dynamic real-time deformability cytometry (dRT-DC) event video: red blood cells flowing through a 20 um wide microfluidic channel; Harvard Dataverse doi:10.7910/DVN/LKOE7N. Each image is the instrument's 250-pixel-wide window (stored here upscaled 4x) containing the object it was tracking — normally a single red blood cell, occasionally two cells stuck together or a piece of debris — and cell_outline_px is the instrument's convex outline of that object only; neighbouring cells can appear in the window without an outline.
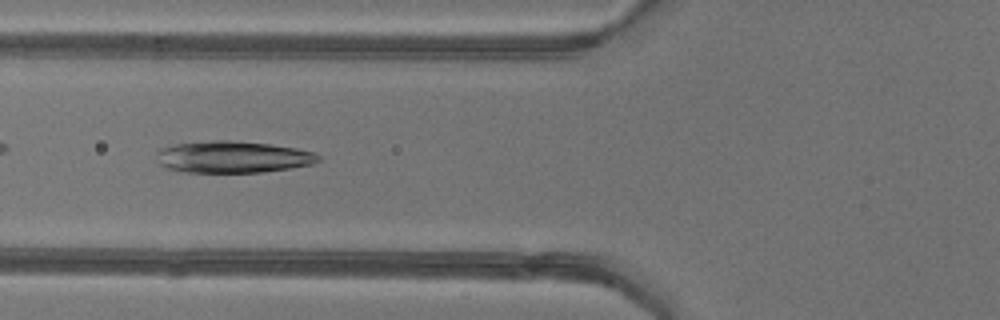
{"species": "common noctule bat (a hibernating species)", "species_latin": "Nyctalus noctula", "temperature_condition": "warm", "stored_images_in_passage": 37, "camera_frame_rate_fps": 3000, "um_per_image_px": 0.085, "animal": {"sex": "female"}, "frame": {"image": 1, "passage_image": 10, "time_ms": 3.0, "image_size_px": [1000, 320], "cell_outline_px": [[320, 160], [312, 164], [292, 168], [260, 172], [188, 172], [164, 168], [160, 164], [156, 152], [160, 148], [176, 144], [212, 140], [232, 140], [272, 144], [296, 148], [312, 152], [320, 156]], "centroid_in_image_um": [19.79, 13.33], "position_along_channel_um": 106.0, "area_um2": 30.0}}
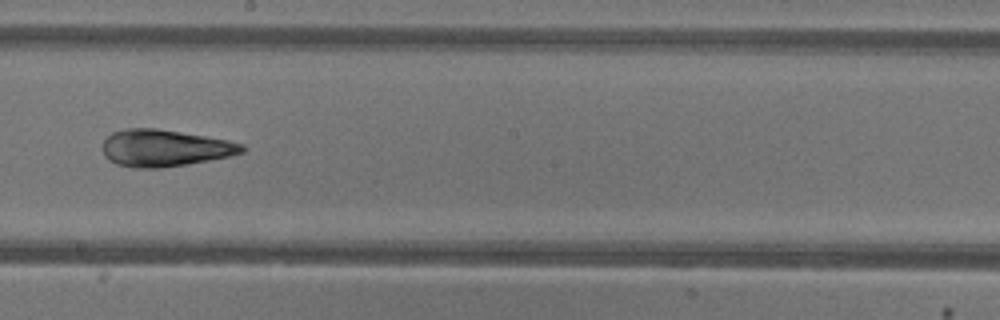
{"frame": {"image": 2, "passage_image": 19, "time_ms": 6.0, "image_size_px": [1000, 320], "cell_outline_px": [[244, 152], [228, 156], [188, 164], [160, 168], [136, 168], [116, 164], [108, 160], [104, 156], [104, 140], [112, 132], [124, 128], [156, 128], [228, 140], [244, 144]], "centroid_in_image_um": [13.97, 12.58], "position_along_channel_um": 234.2, "area_um2": 29.82}}
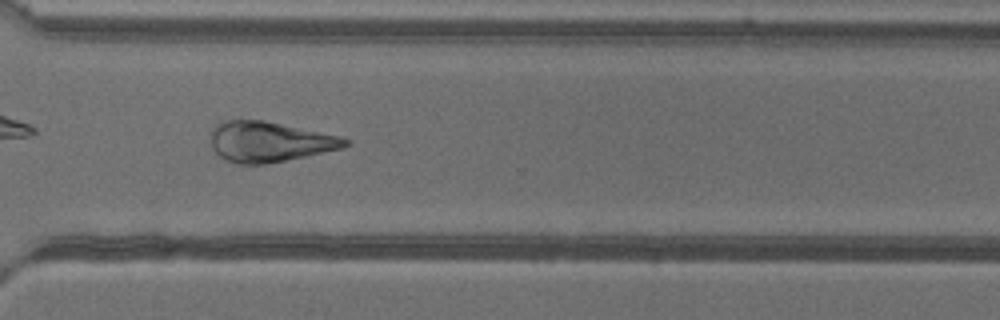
{"frame": {"image": 3, "passage_image": 27, "time_ms": 8.667, "image_size_px": [1000, 320], "cell_outline_px": [[352, 144], [344, 148], [268, 164], [240, 164], [224, 160], [212, 148], [208, 132], [216, 124], [224, 120], [264, 120], [340, 136], [352, 140]], "centroid_in_image_um": [22.89, 12.05], "position_along_channel_um": 347.7, "area_um2": 32.02}}